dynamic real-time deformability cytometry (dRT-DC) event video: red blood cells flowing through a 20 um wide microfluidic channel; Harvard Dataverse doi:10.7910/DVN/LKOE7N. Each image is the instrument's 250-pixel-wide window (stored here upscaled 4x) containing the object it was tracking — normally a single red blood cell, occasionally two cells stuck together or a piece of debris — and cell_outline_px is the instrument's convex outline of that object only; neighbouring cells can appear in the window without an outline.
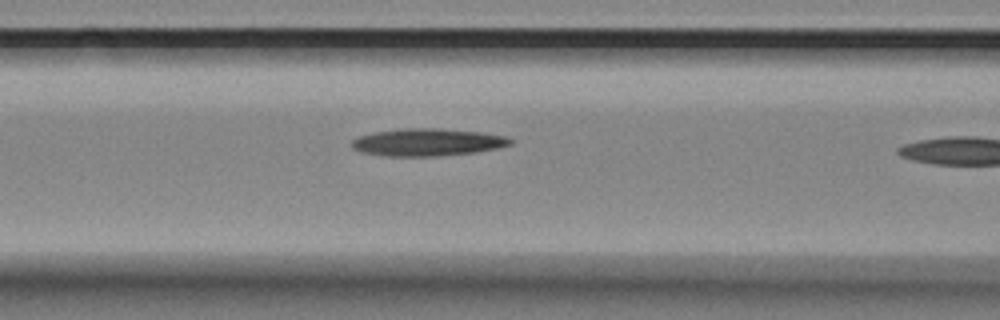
{"species": "Egyptian fruit bat (a non-hibernating species)", "species_latin": "Rousettus aegyptiacus", "temperature_condition": "room temperature", "stored_images_in_passage": 8, "camera_frame_rate_fps": 3000, "um_per_image_px": 0.085, "animal": {"sex": "female"}, "frame": {"image": 1, "passage_image": 7, "time_ms": 2.0, "image_size_px": [1000, 320], "cell_outline_px": [[512, 144], [496, 148], [476, 152], [440, 156], [388, 156], [360, 152], [352, 148], [352, 140], [360, 136], [376, 132], [400, 128], [440, 128], [480, 132], [504, 136], [512, 140]], "centroid_in_image_um": [36.32, 12.09], "position_along_channel_um": 130.3, "area_um2": 25.26}}